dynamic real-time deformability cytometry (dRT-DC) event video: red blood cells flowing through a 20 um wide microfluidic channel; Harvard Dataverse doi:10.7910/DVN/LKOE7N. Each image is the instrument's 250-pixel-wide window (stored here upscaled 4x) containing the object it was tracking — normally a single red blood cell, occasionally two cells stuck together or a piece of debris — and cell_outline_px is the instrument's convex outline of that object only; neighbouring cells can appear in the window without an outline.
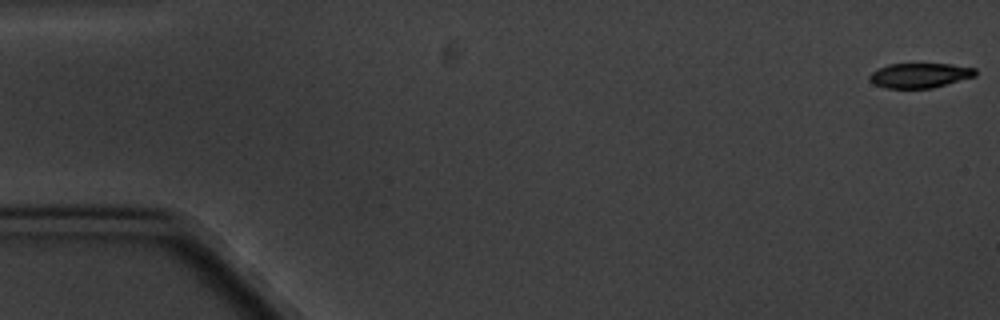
{"species": "common noctule bat (a hibernating species)", "species_latin": "Nyctalus noctula", "temperature_condition": "cold", "stored_images_in_passage": 9, "camera_frame_rate_fps": 3000, "um_per_image_px": 0.085, "animal": {"sex": "male", "body_mass_g": 20.1, "forearm_length_mm": 53.5}, "frame": {"image": 1, "passage_image": 1, "time_ms": 0.0, "image_size_px": [1000, 320], "cell_outline_px": [[976, 76], [932, 88], [884, 88], [868, 80], [868, 76], [872, 72], [888, 64], [952, 64], [976, 68]], "centroid_in_image_um": [78.19, 6.41], "position_along_channel_um": 6.8, "area_um2": 15.26}}